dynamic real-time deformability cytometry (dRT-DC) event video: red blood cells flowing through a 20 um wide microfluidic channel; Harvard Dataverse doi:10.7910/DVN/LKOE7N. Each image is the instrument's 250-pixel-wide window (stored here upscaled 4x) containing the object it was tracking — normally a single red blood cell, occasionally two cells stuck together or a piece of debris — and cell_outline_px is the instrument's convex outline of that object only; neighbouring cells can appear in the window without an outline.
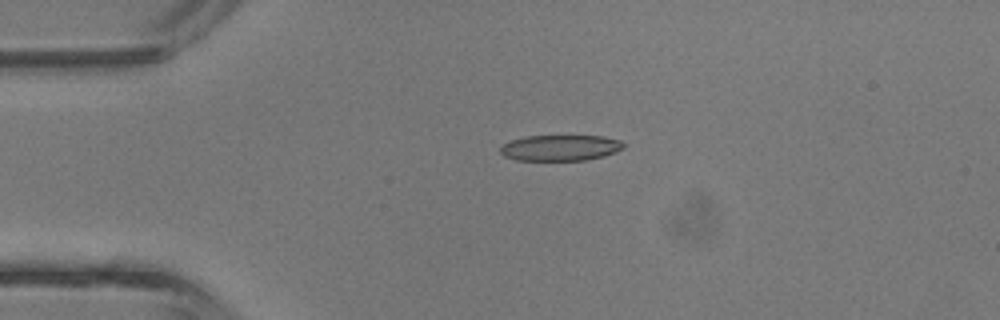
{"species": "common noctule bat (a hibernating species)", "species_latin": "Nyctalus noctula", "temperature_condition": "room temperature", "stored_images_in_passage": 36, "camera_frame_rate_fps": 3000, "um_per_image_px": 0.085, "animal": {"sex": "male", "body_mass_g": 13.3}, "frame": {"image": 1, "passage_image": 3, "time_ms": 0.667, "image_size_px": [1000, 320], "cell_outline_px": [[624, 148], [616, 152], [604, 156], [588, 160], [516, 160], [504, 156], [500, 152], [500, 148], [504, 144], [512, 140], [528, 136], [604, 136], [620, 140], [624, 144]], "centroid_in_image_um": [47.66, 12.57], "position_along_channel_um": 37.3, "area_um2": 18.55}}
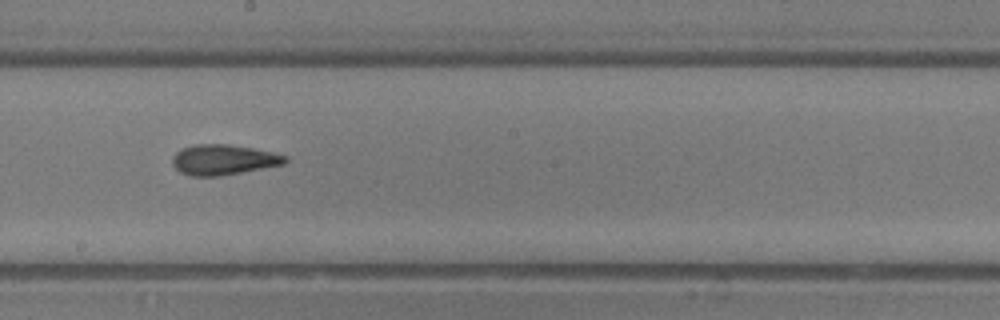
{"frame": {"image": 2, "passage_image": 17, "time_ms": 5.333, "image_size_px": [1000, 320], "cell_outline_px": [[288, 160], [284, 164], [220, 176], [188, 176], [180, 172], [172, 164], [172, 156], [176, 152], [192, 144], [228, 144], [252, 148], [272, 152], [288, 156]], "centroid_in_image_um": [18.97, 13.58], "position_along_channel_um": 229.2, "area_um2": 19.94}}
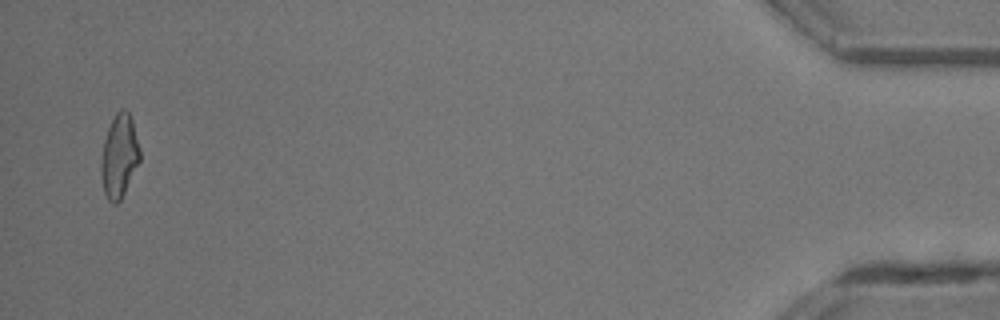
{"frame": {"image": 3, "passage_image": 35, "time_ms": 11.333, "image_size_px": [1000, 320], "cell_outline_px": [[140, 160], [120, 200], [116, 204], [112, 204], [108, 200], [104, 192], [100, 172], [100, 164], [104, 140], [108, 128], [116, 112], [120, 108], [124, 108], [128, 112], [132, 120], [140, 148]], "centroid_in_image_um": [10.13, 13.26], "position_along_channel_um": 425.1, "area_um2": 18.73}, "authors_computed_cell_mechanics": {"area_um2": 19.2474, "velocity_mm_per_s": 4.801, "shape_relaxation_time_tau1_ms": 5.7502, "shape_relaxation_time_tau2_ms": 3.0228, "deformation_change_tau1": 0.1954, "deformation_change_tau2": 0.1213}}